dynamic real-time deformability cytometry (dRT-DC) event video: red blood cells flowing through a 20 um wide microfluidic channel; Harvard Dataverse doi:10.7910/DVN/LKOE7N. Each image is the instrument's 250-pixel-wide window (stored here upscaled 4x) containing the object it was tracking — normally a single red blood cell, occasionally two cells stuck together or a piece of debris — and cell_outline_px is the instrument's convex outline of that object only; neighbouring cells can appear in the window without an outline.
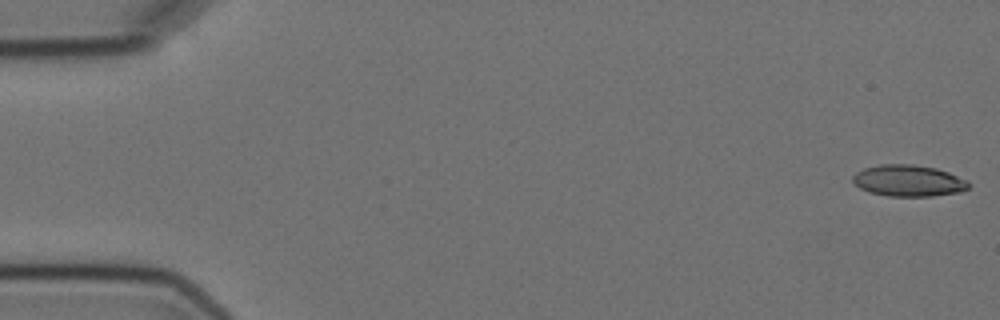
{"species": "Egyptian fruit bat (a non-hibernating species)", "species_latin": "Rousettus aegyptiacus", "temperature_condition": "cold", "stored_images_in_passage": 5, "camera_frame_rate_fps": 3000, "um_per_image_px": 0.085, "animal": {"sex": "female"}, "frame": {"image": 1, "passage_image": 1, "time_ms": 0.0, "image_size_px": [1000, 320], "cell_outline_px": [[968, 188], [956, 192], [932, 196], [888, 196], [868, 192], [860, 188], [852, 180], [852, 176], [856, 172], [864, 168], [880, 164], [912, 164], [936, 168], [948, 172], [968, 180]], "centroid_in_image_um": [77.18, 15.35], "position_along_channel_um": 7.8, "area_um2": 21.15}}
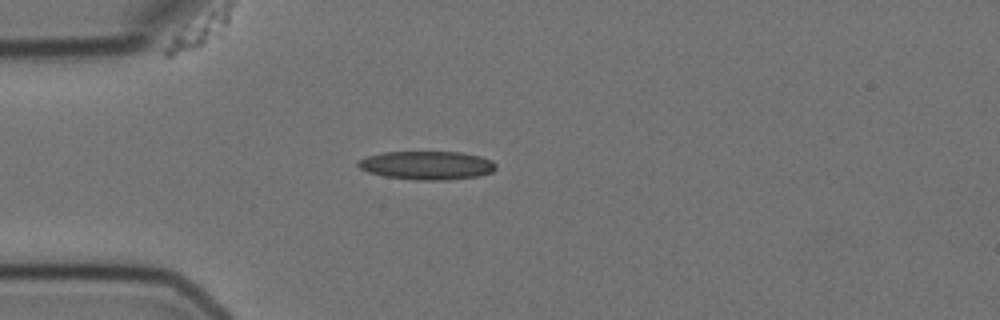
{"frame": {"image": 2, "passage_image": 5, "time_ms": 4.667, "image_size_px": [1000, 320], "cell_outline_px": [[496, 168], [492, 172], [480, 176], [444, 180], [416, 180], [384, 176], [368, 172], [360, 168], [356, 164], [360, 160], [368, 156], [384, 152], [460, 152], [480, 156], [492, 160], [496, 164]], "centroid_in_image_um": [36.32, 14.05], "position_along_channel_um": 48.7, "area_um2": 22.89}}